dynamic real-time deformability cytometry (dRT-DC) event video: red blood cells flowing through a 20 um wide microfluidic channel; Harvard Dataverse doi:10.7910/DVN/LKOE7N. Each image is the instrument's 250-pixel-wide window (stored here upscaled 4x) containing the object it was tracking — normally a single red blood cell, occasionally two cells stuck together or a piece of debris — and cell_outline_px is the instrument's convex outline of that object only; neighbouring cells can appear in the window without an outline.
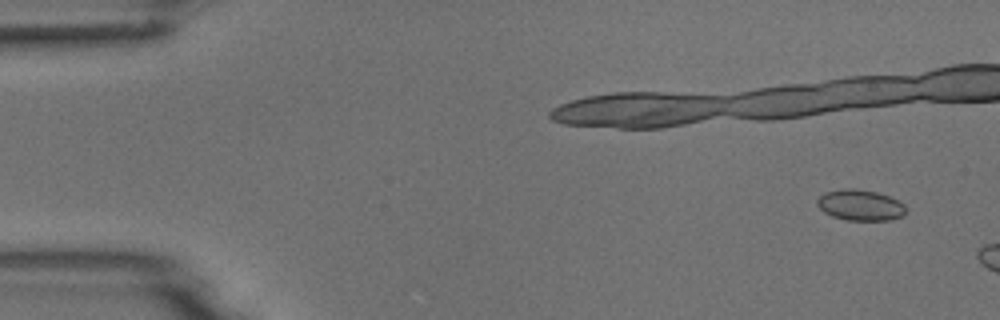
{"species": "common noctule bat (a hibernating species)", "species_latin": "Nyctalus noctula", "temperature_condition": "room temperature", "stored_images_in_passage": 4, "camera_frame_rate_fps": 3000, "um_per_image_px": 0.085, "animal": {"sex": "male", "body_mass_g": 18.8}, "frame": {"image": 1, "passage_image": 2, "time_ms": 1.0, "image_size_px": [1000, 320], "cell_outline_px": [[904, 216], [892, 220], [848, 220], [832, 216], [824, 212], [816, 204], [816, 200], [824, 192], [844, 188], [852, 188], [876, 192], [888, 196], [904, 204]], "centroid_in_image_um": [73.1, 17.44], "position_along_channel_um": 11.9, "area_um2": 15.9}}